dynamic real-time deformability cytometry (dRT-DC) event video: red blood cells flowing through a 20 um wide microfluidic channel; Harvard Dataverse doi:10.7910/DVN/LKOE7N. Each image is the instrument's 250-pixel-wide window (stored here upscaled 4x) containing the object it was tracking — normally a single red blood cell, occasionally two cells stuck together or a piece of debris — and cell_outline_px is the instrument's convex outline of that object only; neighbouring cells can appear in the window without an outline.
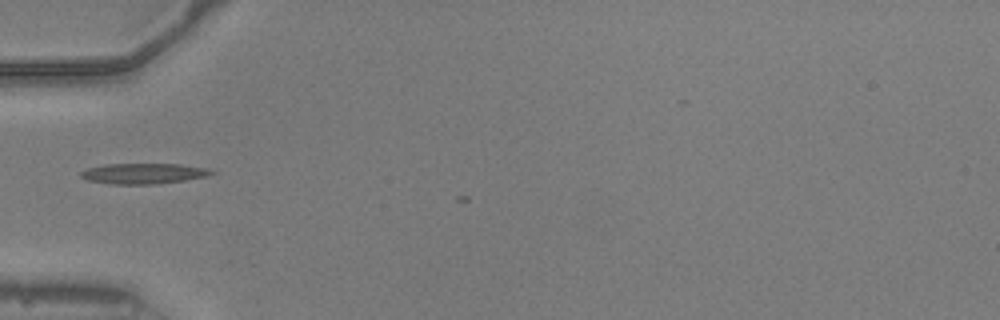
{"species": "common noctule bat (a hibernating species)", "species_latin": "Nyctalus noctula", "temperature_condition": "warm", "stored_images_in_passage": 2, "camera_frame_rate_fps": 3000, "um_per_image_px": 0.085, "animal": {"sex": "male", "body_mass_g": 20.5, "forearm_length_mm": 52.5}, "frame": {"image": 1, "passage_image": 1, "time_ms": 0.0, "image_size_px": [1000, 320], "cell_outline_px": [[216, 172], [208, 176], [160, 184], [112, 184], [88, 180], [80, 176], [80, 172], [88, 168], [104, 164], [180, 164], [208, 168]], "centroid_in_image_um": [12.22, 14.75], "position_along_channel_um": 72.8, "area_um2": 15.66}}